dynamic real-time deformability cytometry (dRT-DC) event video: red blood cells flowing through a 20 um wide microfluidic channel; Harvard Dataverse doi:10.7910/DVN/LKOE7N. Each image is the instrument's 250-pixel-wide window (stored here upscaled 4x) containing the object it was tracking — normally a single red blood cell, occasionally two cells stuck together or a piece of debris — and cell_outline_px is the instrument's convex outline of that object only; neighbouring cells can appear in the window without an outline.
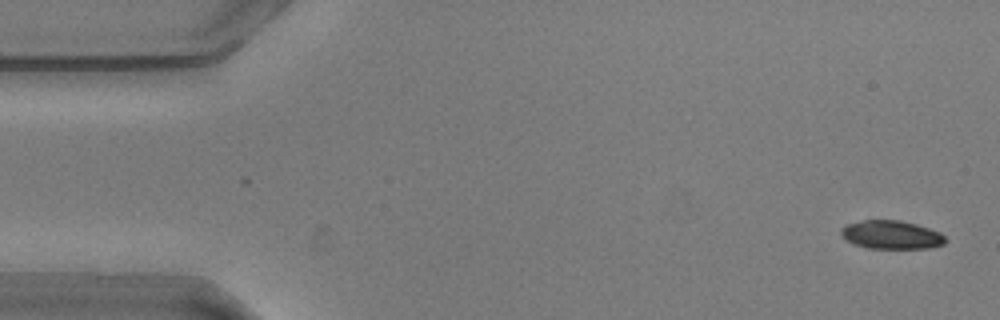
{"species": "common noctule bat (a hibernating species)", "species_latin": "Nyctalus noctula", "temperature_condition": "warm", "stored_images_in_passage": 17, "camera_frame_rate_fps": 3000, "um_per_image_px": 0.085, "animal": {"sex": "male", "body_mass_g": 20.5, "forearm_length_mm": 52.5}, "frame": {"image": 1, "passage_image": 1, "time_ms": 0.0, "image_size_px": [1000, 320], "cell_outline_px": [[948, 240], [944, 244], [928, 248], [868, 248], [852, 244], [844, 240], [840, 232], [840, 228], [844, 224], [864, 220], [900, 220], [916, 224], [940, 232]], "centroid_in_image_um": [75.72, 19.95], "position_along_channel_um": 9.3, "area_um2": 17.51}}
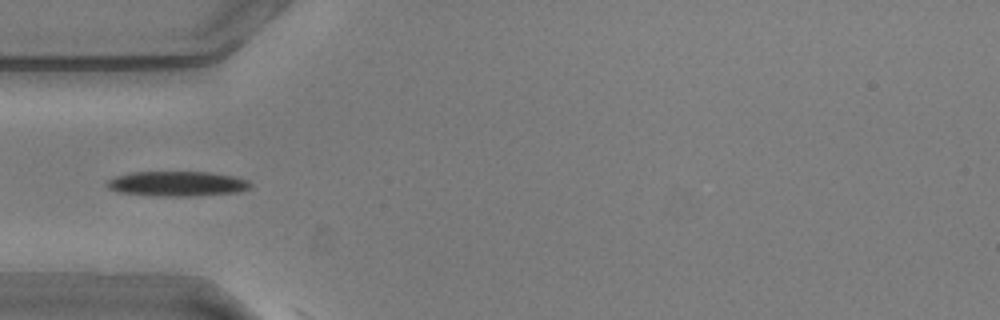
{"frame": {"image": 2, "passage_image": 16, "time_ms": 5.0, "image_size_px": [1000, 320], "cell_outline_px": [[252, 188], [240, 192], [196, 196], [156, 196], [120, 192], [108, 188], [104, 184], [108, 180], [116, 176], [132, 172], [208, 172], [236, 176], [248, 180], [252, 184]], "centroid_in_image_um": [15.11, 15.62], "position_along_channel_um": 69.9, "area_um2": 21.1}}